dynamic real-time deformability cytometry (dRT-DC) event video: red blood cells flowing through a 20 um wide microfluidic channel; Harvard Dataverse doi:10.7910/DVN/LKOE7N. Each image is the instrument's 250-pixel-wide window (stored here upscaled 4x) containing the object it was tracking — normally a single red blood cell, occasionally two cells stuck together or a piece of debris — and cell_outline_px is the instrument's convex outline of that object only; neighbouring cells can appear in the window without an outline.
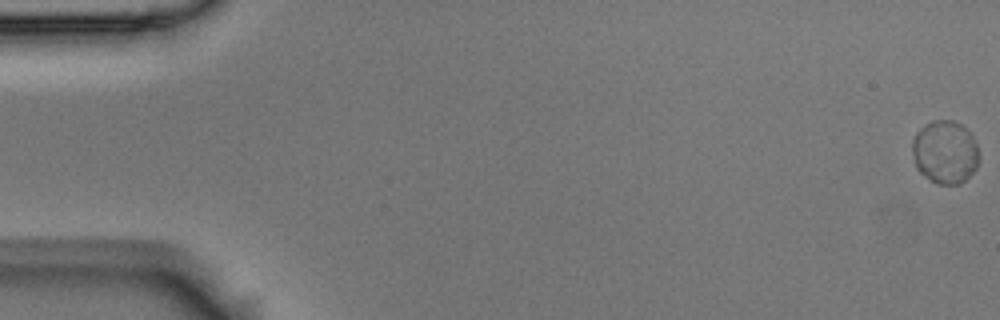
{"species": "Egyptian fruit bat (a non-hibernating species)", "species_latin": "Rousettus aegyptiacus", "temperature_condition": "room temperature", "stored_images_in_passage": 10, "camera_frame_rate_fps": 3000, "um_per_image_px": 0.085, "animal": {"sex": "male"}, "frame": {"image": 1, "passage_image": 1, "time_ms": 0.0, "image_size_px": [1000, 320], "cell_outline_px": [[976, 168], [960, 184], [940, 184], [924, 176], [916, 168], [912, 152], [912, 140], [916, 132], [924, 124], [932, 120], [952, 120], [960, 124], [972, 136], [976, 144]], "centroid_in_image_um": [80.27, 12.91], "position_along_channel_um": 4.7, "area_um2": 24.22}}